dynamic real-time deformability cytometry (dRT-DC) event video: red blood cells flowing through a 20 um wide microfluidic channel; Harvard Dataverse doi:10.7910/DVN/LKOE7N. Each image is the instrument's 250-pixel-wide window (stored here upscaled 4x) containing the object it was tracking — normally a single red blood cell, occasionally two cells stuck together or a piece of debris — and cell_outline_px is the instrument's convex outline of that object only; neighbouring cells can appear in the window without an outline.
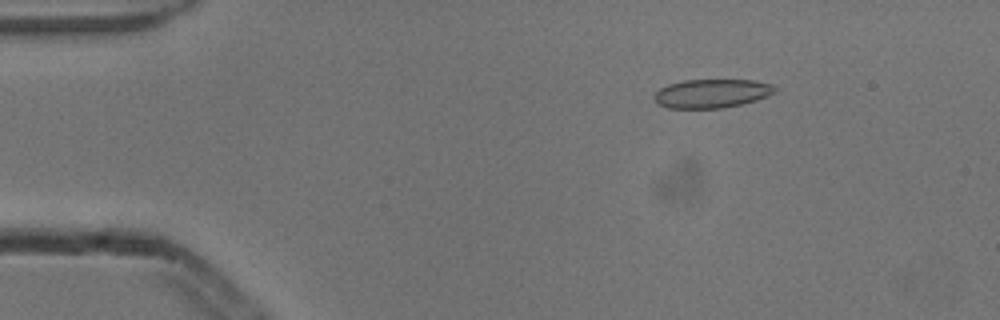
{"species": "common noctule bat (a hibernating species)", "species_latin": "Nyctalus noctula", "temperature_condition": "cold", "stored_images_in_passage": 53, "camera_frame_rate_fps": 3000, "um_per_image_px": 0.085, "animal": {"sex": "male", "body_mass_g": 13.3}, "frame": {"image": 1, "passage_image": 8, "time_ms": 2.333, "image_size_px": [1000, 320], "cell_outline_px": [[776, 92], [768, 96], [756, 100], [724, 108], [668, 108], [656, 104], [652, 96], [660, 88], [668, 84], [684, 80], [752, 80], [772, 84], [776, 88]], "centroid_in_image_um": [60.47, 7.95], "position_along_channel_um": 24.5, "area_um2": 20.35}}
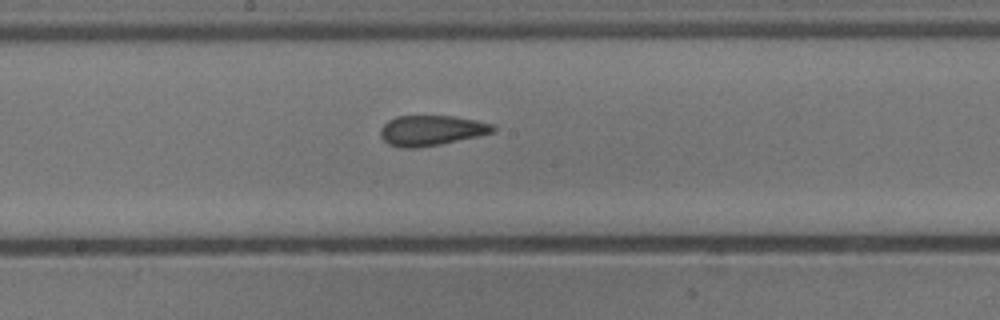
{"frame": {"image": 2, "passage_image": 28, "time_ms": 9.0, "image_size_px": [1000, 320], "cell_outline_px": [[496, 132], [440, 144], [416, 148], [400, 148], [388, 144], [380, 136], [380, 128], [388, 120], [396, 116], [452, 116], [476, 120], [492, 124], [496, 128]], "centroid_in_image_um": [36.64, 11.09], "position_along_channel_um": 211.6, "area_um2": 19.88}}
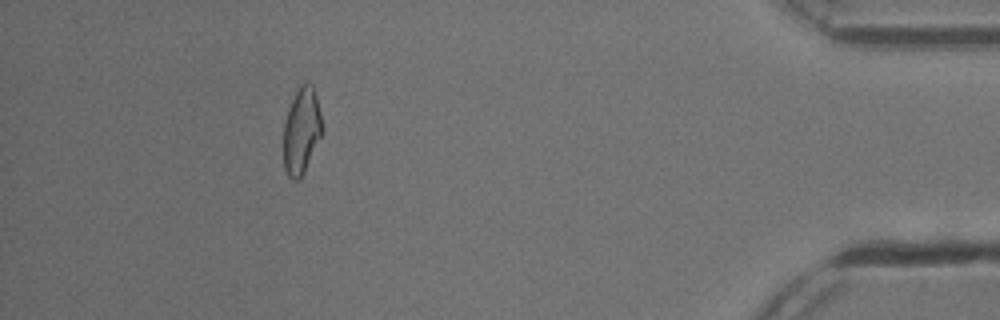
{"frame": {"image": 3, "passage_image": 48, "time_ms": 15.667, "image_size_px": [1000, 320], "cell_outline_px": [[324, 132], [300, 180], [292, 180], [288, 176], [284, 168], [284, 120], [288, 108], [300, 84], [304, 80], [308, 80], [312, 84], [316, 96], [324, 128]], "centroid_in_image_um": [25.65, 11.1], "position_along_channel_um": 409.6, "area_um2": 19.83}, "authors_computed_cell_mechanics": {"area_um2": 20.3456, "velocity_mm_per_s": 3.8469, "shape_relaxation_time_tau1_ms": null, "shape_relaxation_time_tau2_ms": 1.7825, "deformation_change_tau1": null, "deformation_change_tau2": 0.0702}}